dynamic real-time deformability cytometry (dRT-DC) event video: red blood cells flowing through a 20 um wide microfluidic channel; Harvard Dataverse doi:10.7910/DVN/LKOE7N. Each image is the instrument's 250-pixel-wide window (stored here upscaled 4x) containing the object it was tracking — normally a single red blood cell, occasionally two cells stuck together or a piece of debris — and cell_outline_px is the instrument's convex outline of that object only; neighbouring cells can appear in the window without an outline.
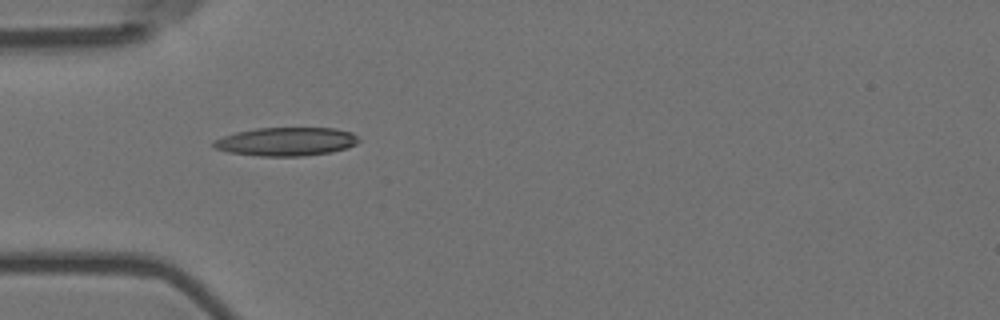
{"species": "Egyptian fruit bat (a non-hibernating species)", "species_latin": "Rousettus aegyptiacus", "temperature_condition": "room temperature", "stored_images_in_passage": 4, "camera_frame_rate_fps": 3000, "um_per_image_px": 0.085, "animal": {"sex": "female"}, "frame": {"image": 1, "passage_image": 3, "time_ms": 0.667, "image_size_px": [1000, 320], "cell_outline_px": [[360, 140], [356, 144], [348, 148], [332, 152], [304, 156], [260, 156], [228, 152], [212, 148], [212, 140], [236, 132], [256, 128], [336, 128], [352, 132]], "centroid_in_image_um": [24.32, 12.04], "position_along_channel_um": 60.7, "area_um2": 24.33}}
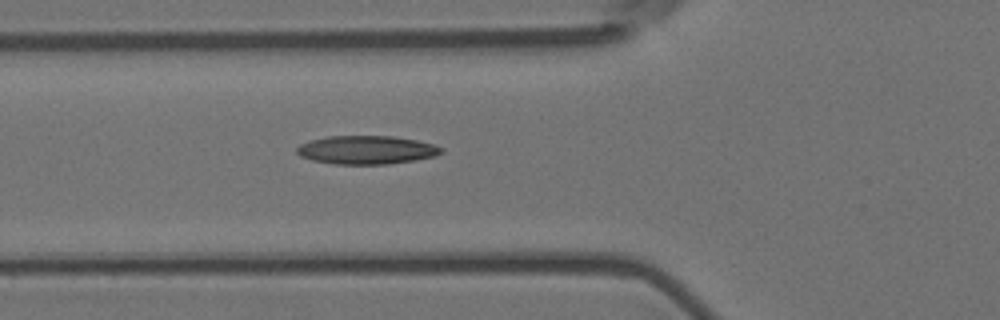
{"frame": {"image": 2, "passage_image": 4, "time_ms": 1.0, "image_size_px": [1000, 320], "cell_outline_px": [[444, 152], [436, 156], [388, 164], [332, 164], [312, 160], [300, 156], [296, 152], [296, 148], [300, 144], [308, 140], [328, 136], [392, 136], [416, 140], [432, 144], [444, 148]], "centroid_in_image_um": [31.13, 12.74], "position_along_channel_um": 94.7, "area_um2": 24.04}}